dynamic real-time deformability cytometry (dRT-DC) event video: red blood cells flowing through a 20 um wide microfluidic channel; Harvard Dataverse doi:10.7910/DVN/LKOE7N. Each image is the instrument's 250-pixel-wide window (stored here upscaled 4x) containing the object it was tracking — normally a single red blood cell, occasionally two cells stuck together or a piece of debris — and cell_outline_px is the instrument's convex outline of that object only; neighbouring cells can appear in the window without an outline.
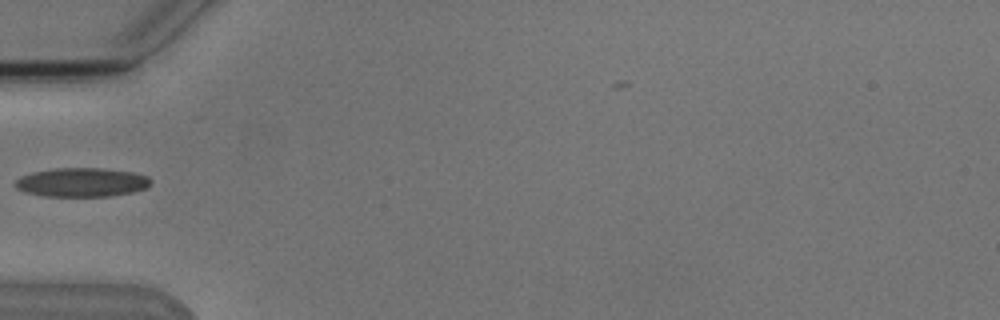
{"species": "Egyptian fruit bat (a non-hibernating species)", "species_latin": "Rousettus aegyptiacus", "temperature_condition": "cold", "stored_images_in_passage": 5, "camera_frame_rate_fps": 3000, "um_per_image_px": 0.085, "animal": {"sex": "male"}, "frame": {"image": 1, "passage_image": 4, "time_ms": 3.667, "image_size_px": [1000, 320], "cell_outline_px": [[152, 184], [144, 188], [132, 192], [108, 196], [44, 196], [28, 192], [16, 188], [16, 180], [20, 176], [32, 172], [52, 168], [104, 168], [132, 172], [148, 176], [152, 180]], "centroid_in_image_um": [6.97, 15.48], "position_along_channel_um": 78.0, "area_um2": 22.83}}